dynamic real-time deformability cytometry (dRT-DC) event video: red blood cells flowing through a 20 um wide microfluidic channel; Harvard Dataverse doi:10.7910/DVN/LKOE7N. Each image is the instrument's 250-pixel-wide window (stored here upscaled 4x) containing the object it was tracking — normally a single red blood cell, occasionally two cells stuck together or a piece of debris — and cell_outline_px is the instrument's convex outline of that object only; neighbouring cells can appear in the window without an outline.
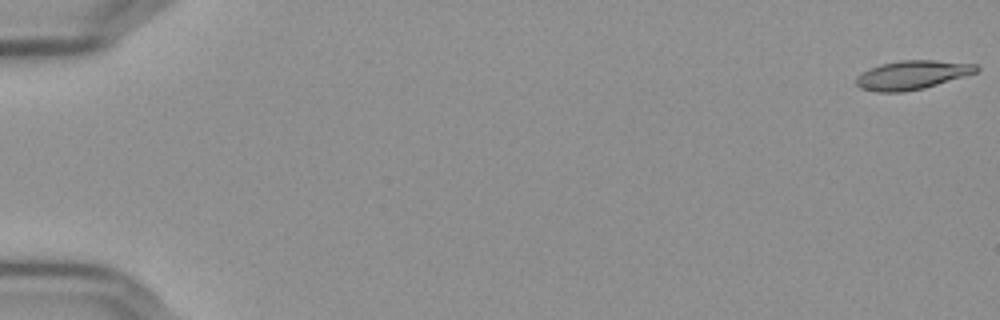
{"species": "Egyptian fruit bat (a non-hibernating species)", "species_latin": "Rousettus aegyptiacus", "temperature_condition": "cold", "stored_images_in_passage": 57, "camera_frame_rate_fps": 3000, "um_per_image_px": 0.085, "frame": {"image": 1, "passage_image": 1, "time_ms": 0.0, "image_size_px": [1000, 320], "cell_outline_px": [[980, 68], [976, 72], [964, 76], [924, 88], [904, 92], [876, 92], [860, 88], [856, 84], [856, 76], [860, 72], [868, 68], [880, 64], [900, 60], [936, 60], [976, 64]], "centroid_in_image_um": [77.48, 6.37], "position_along_channel_um": 7.5, "area_um2": 20.35}}
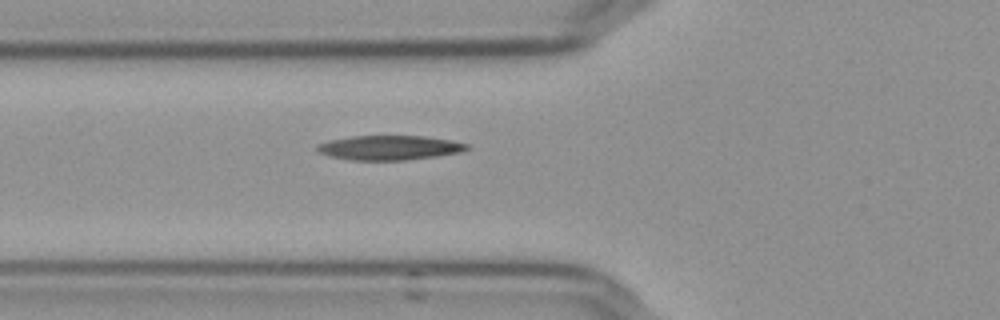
{"frame": {"image": 2, "passage_image": 22, "time_ms": 7.0, "image_size_px": [1000, 320], "cell_outline_px": [[472, 148], [460, 152], [436, 156], [404, 160], [352, 160], [328, 156], [320, 152], [316, 148], [316, 144], [328, 140], [352, 136], [424, 136], [452, 140], [468, 144]], "centroid_in_image_um": [33.1, 12.55], "position_along_channel_um": 92.7, "area_um2": 21.44}}
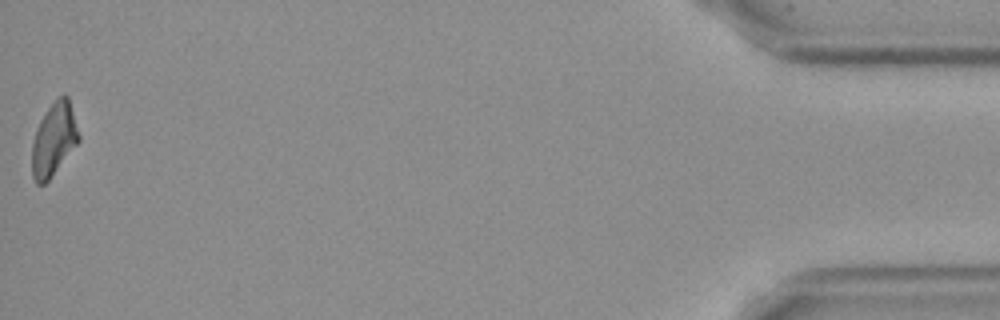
{"frame": {"image": 3, "passage_image": 57, "time_ms": 18.667, "image_size_px": [1000, 320], "cell_outline_px": [[80, 140], [48, 180], [44, 184], [36, 184], [32, 176], [32, 144], [40, 120], [56, 96], [64, 92], [68, 96], [80, 136]], "centroid_in_image_um": [4.58, 11.81], "position_along_channel_um": 430.6, "area_um2": 19.77}, "authors_computed_cell_mechanics": {"area_um2": 21.0392, "velocity_mm_per_s": 3.6477, "shape_relaxation_time_tau1_ms": 10.0202, "shape_relaxation_time_tau2_ms": 7.2181, "deformation_change_tau1": 0.2427, "deformation_change_tau2": 0.1835}}